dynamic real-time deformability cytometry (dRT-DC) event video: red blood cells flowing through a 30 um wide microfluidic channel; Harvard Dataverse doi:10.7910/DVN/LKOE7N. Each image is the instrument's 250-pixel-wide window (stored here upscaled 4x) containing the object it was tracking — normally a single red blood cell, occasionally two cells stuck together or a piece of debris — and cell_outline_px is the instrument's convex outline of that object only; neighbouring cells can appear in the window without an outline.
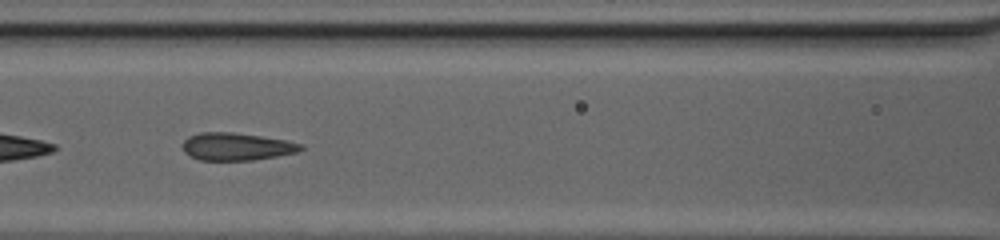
{"species": "common noctule bat (a hibernating species)", "species_latin": "Nyctalus noctula", "temperature_condition": "cold", "stored_images_in_passage": 52, "camera_frame_rate_fps": 3000, "um_per_image_px": 0.085, "animal": {"sex": "female", "body_mass_g": 20.0, "forearm_length_mm": 54.0}, "frame": {"image": 1, "passage_image": 26, "time_ms": 8.333, "image_size_px": [1000, 240], "cell_outline_px": [[304, 148], [296, 152], [276, 156], [252, 160], [200, 160], [184, 152], [184, 140], [188, 136], [200, 132], [232, 132], [260, 136], [284, 140], [304, 144]], "centroid_in_image_um": [20.11, 12.45], "position_along_channel_um": 146.5, "area_um2": 18.79}}
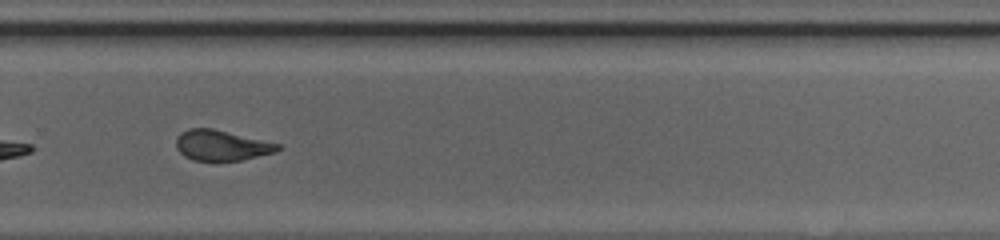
{"frame": {"image": 2, "passage_image": 38, "time_ms": 12.333, "image_size_px": [1000, 240], "cell_outline_px": [[284, 148], [276, 152], [240, 160], [192, 160], [184, 156], [176, 148], [176, 136], [180, 132], [188, 128], [212, 128], [284, 144]], "centroid_in_image_um": [18.87, 12.34], "position_along_channel_um": 310.9, "area_um2": 18.32}}
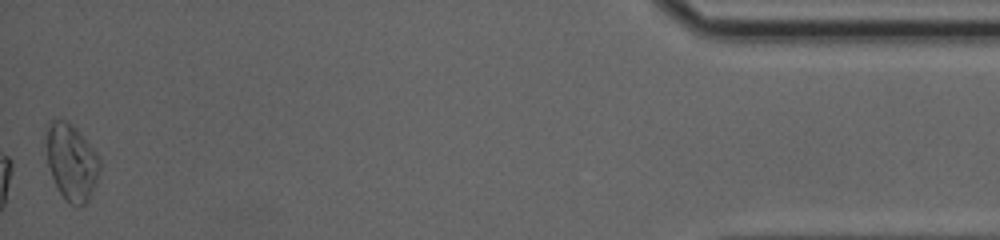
{"frame": {"image": 3, "passage_image": 52, "time_ms": 17.0, "image_size_px": [1000, 240], "cell_outline_px": [[100, 168], [96, 180], [88, 200], [80, 208], [76, 208], [68, 204], [64, 200], [52, 176], [48, 164], [44, 132], [52, 116], [64, 120], [72, 124], [76, 128], [100, 156]], "centroid_in_image_um": [6.05, 13.74], "position_along_channel_um": 429.2, "area_um2": 24.33}, "authors_computed_cell_mechanics": {"area_um2": 20.2011, "velocity_mm_per_s": 4.1275, "shape_relaxation_time_tau1_ms": null, "shape_relaxation_time_tau2_ms": 0.7164, "deformation_change_tau1": null, "deformation_change_tau2": 0.0737}}